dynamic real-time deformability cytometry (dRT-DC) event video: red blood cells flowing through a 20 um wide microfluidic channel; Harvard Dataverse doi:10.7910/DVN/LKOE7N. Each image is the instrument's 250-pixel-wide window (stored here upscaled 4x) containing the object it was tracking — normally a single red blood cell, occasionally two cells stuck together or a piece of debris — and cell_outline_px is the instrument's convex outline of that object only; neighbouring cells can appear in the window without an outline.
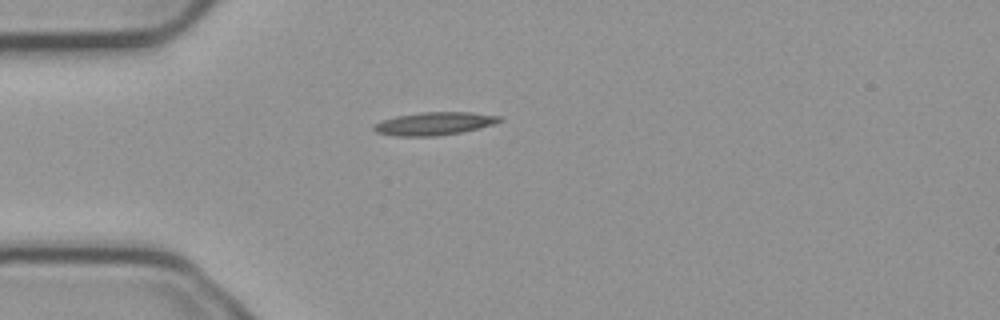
{"species": "common noctule bat (a hibernating species)", "species_latin": "Nyctalus noctula", "temperature_condition": "cold", "stored_images_in_passage": 2, "camera_frame_rate_fps": 3000, "um_per_image_px": 0.085, "animal": {"sex": "male", "body_mass_g": 23.1, "forearm_length_mm": 52.7}, "frame": {"image": 1, "passage_image": 1, "time_ms": 0.0, "image_size_px": [1000, 320], "cell_outline_px": [[500, 120], [496, 124], [460, 132], [440, 136], [396, 136], [376, 132], [372, 128], [376, 124], [384, 120], [396, 116], [424, 112], [468, 112], [500, 116]], "centroid_in_image_um": [36.92, 10.51], "position_along_channel_um": 48.1, "area_um2": 16.59}}